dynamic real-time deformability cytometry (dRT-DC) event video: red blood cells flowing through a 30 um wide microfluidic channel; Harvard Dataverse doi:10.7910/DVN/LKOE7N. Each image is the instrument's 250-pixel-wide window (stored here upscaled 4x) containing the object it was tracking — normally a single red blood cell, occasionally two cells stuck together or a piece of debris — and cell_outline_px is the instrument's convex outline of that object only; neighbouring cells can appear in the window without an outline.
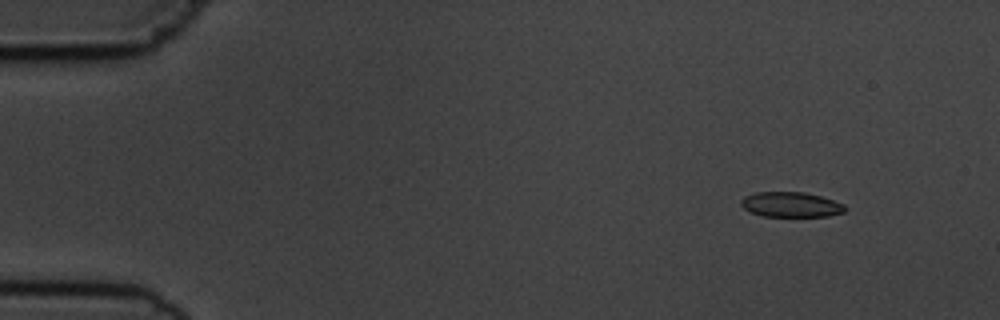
{"species": "common noctule bat (a hibernating species)", "species_latin": "Nyctalus noctula", "temperature_condition": "cold", "stored_images_in_passage": 7, "camera_frame_rate_fps": 3000, "um_per_image_px": 0.085, "animal": {"sex": "male", "body_mass_g": 19.5, "forearm_length_mm": 54.6}, "frame": {"image": 1, "passage_image": 2, "time_ms": 1.333, "image_size_px": [1000, 320], "cell_outline_px": [[848, 208], [844, 212], [828, 216], [764, 216], [752, 212], [744, 208], [740, 204], [740, 200], [744, 196], [756, 192], [804, 192], [820, 196], [844, 204]], "centroid_in_image_um": [67.23, 17.38], "position_along_channel_um": 17.8, "area_um2": 15.14}}
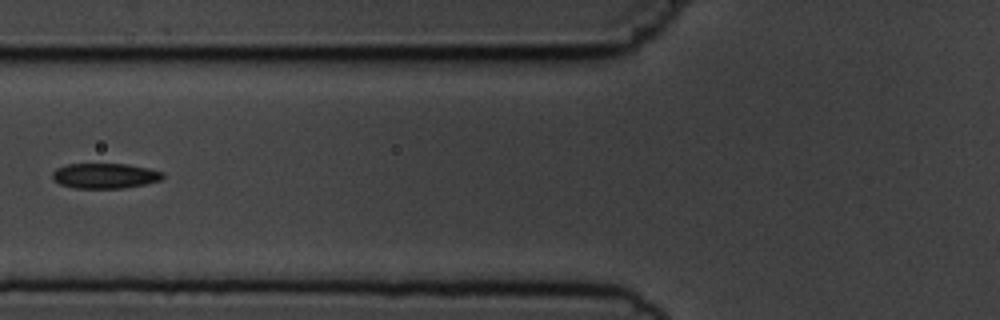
{"frame": {"image": 2, "passage_image": 6, "time_ms": 6.667, "image_size_px": [1000, 320], "cell_outline_px": [[164, 176], [160, 180], [144, 184], [124, 188], [76, 188], [60, 184], [52, 176], [52, 172], [56, 168], [68, 164], [128, 164], [148, 168], [164, 172]], "centroid_in_image_um": [8.93, 14.94], "position_along_channel_um": 116.9, "area_um2": 16.13}}
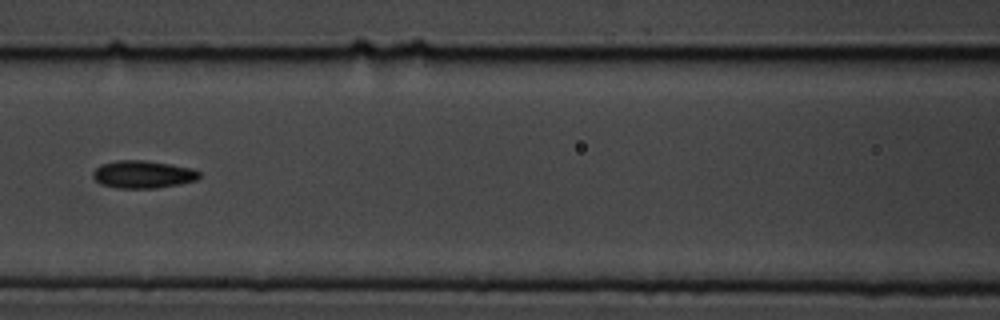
{"frame": {"image": 3, "passage_image": 7, "time_ms": 7.667, "image_size_px": [1000, 320], "cell_outline_px": [[200, 176], [196, 180], [180, 184], [156, 188], [116, 188], [100, 184], [92, 176], [92, 172], [100, 164], [116, 160], [144, 160], [192, 168], [200, 172]], "centroid_in_image_um": [12.12, 14.82], "position_along_channel_um": 154.5, "area_um2": 17.17}}